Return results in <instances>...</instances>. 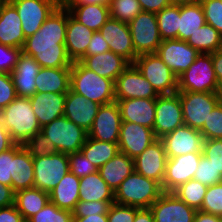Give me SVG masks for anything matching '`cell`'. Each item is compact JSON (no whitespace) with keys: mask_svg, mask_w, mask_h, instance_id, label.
I'll use <instances>...</instances> for the list:
<instances>
[{"mask_svg":"<svg viewBox=\"0 0 222 222\" xmlns=\"http://www.w3.org/2000/svg\"><path fill=\"white\" fill-rule=\"evenodd\" d=\"M66 0H59L60 4L62 5Z\"/></svg>","mask_w":222,"mask_h":222,"instance_id":"8c879c8a","label":"cell"},{"mask_svg":"<svg viewBox=\"0 0 222 222\" xmlns=\"http://www.w3.org/2000/svg\"><path fill=\"white\" fill-rule=\"evenodd\" d=\"M12 148L0 153V184L11 187Z\"/></svg>","mask_w":222,"mask_h":222,"instance_id":"11a10c76","label":"cell"},{"mask_svg":"<svg viewBox=\"0 0 222 222\" xmlns=\"http://www.w3.org/2000/svg\"><path fill=\"white\" fill-rule=\"evenodd\" d=\"M0 222H26L15 205L0 208Z\"/></svg>","mask_w":222,"mask_h":222,"instance_id":"6f0895ef","label":"cell"},{"mask_svg":"<svg viewBox=\"0 0 222 222\" xmlns=\"http://www.w3.org/2000/svg\"><path fill=\"white\" fill-rule=\"evenodd\" d=\"M68 9L59 5L40 29L25 39L22 52L32 56L44 68L71 67L65 40Z\"/></svg>","mask_w":222,"mask_h":222,"instance_id":"6da1fadb","label":"cell"},{"mask_svg":"<svg viewBox=\"0 0 222 222\" xmlns=\"http://www.w3.org/2000/svg\"><path fill=\"white\" fill-rule=\"evenodd\" d=\"M80 178L70 171L49 192V198L58 208L73 211L79 202Z\"/></svg>","mask_w":222,"mask_h":222,"instance_id":"4dcf8cb0","label":"cell"},{"mask_svg":"<svg viewBox=\"0 0 222 222\" xmlns=\"http://www.w3.org/2000/svg\"><path fill=\"white\" fill-rule=\"evenodd\" d=\"M23 147L29 152L32 158H38L46 155H54L58 153L55 144L43 135L42 132L36 133L34 136L29 138Z\"/></svg>","mask_w":222,"mask_h":222,"instance_id":"7bdbcfd3","label":"cell"},{"mask_svg":"<svg viewBox=\"0 0 222 222\" xmlns=\"http://www.w3.org/2000/svg\"><path fill=\"white\" fill-rule=\"evenodd\" d=\"M139 209L134 206L113 203L110 205L107 213L108 222H134L136 212Z\"/></svg>","mask_w":222,"mask_h":222,"instance_id":"816d5d0a","label":"cell"},{"mask_svg":"<svg viewBox=\"0 0 222 222\" xmlns=\"http://www.w3.org/2000/svg\"><path fill=\"white\" fill-rule=\"evenodd\" d=\"M199 131L204 139H222V104H218L210 112L207 121Z\"/></svg>","mask_w":222,"mask_h":222,"instance_id":"bcb514c9","label":"cell"},{"mask_svg":"<svg viewBox=\"0 0 222 222\" xmlns=\"http://www.w3.org/2000/svg\"><path fill=\"white\" fill-rule=\"evenodd\" d=\"M150 210L155 222H194L197 212L173 192H163L150 206Z\"/></svg>","mask_w":222,"mask_h":222,"instance_id":"e0dca14e","label":"cell"},{"mask_svg":"<svg viewBox=\"0 0 222 222\" xmlns=\"http://www.w3.org/2000/svg\"><path fill=\"white\" fill-rule=\"evenodd\" d=\"M109 11L111 18L128 24L142 9L138 0H111Z\"/></svg>","mask_w":222,"mask_h":222,"instance_id":"60d3db41","label":"cell"},{"mask_svg":"<svg viewBox=\"0 0 222 222\" xmlns=\"http://www.w3.org/2000/svg\"><path fill=\"white\" fill-rule=\"evenodd\" d=\"M0 123L16 144L23 145L29 138L41 132L29 98L16 97L8 106L1 109Z\"/></svg>","mask_w":222,"mask_h":222,"instance_id":"7a4b0ae2","label":"cell"},{"mask_svg":"<svg viewBox=\"0 0 222 222\" xmlns=\"http://www.w3.org/2000/svg\"><path fill=\"white\" fill-rule=\"evenodd\" d=\"M122 117L116 101L100 105L88 137L118 143Z\"/></svg>","mask_w":222,"mask_h":222,"instance_id":"9a60e30c","label":"cell"},{"mask_svg":"<svg viewBox=\"0 0 222 222\" xmlns=\"http://www.w3.org/2000/svg\"><path fill=\"white\" fill-rule=\"evenodd\" d=\"M11 187L14 192L34 187L33 158L21 144L12 147Z\"/></svg>","mask_w":222,"mask_h":222,"instance_id":"484cf974","label":"cell"},{"mask_svg":"<svg viewBox=\"0 0 222 222\" xmlns=\"http://www.w3.org/2000/svg\"><path fill=\"white\" fill-rule=\"evenodd\" d=\"M26 222H73V211L58 208L49 201L42 210Z\"/></svg>","mask_w":222,"mask_h":222,"instance_id":"b9f144b4","label":"cell"},{"mask_svg":"<svg viewBox=\"0 0 222 222\" xmlns=\"http://www.w3.org/2000/svg\"><path fill=\"white\" fill-rule=\"evenodd\" d=\"M39 63L25 53H21L10 75L17 97L30 98L36 93L35 78L40 70Z\"/></svg>","mask_w":222,"mask_h":222,"instance_id":"603a6c76","label":"cell"},{"mask_svg":"<svg viewBox=\"0 0 222 222\" xmlns=\"http://www.w3.org/2000/svg\"><path fill=\"white\" fill-rule=\"evenodd\" d=\"M66 93H35L29 99L41 127L64 115Z\"/></svg>","mask_w":222,"mask_h":222,"instance_id":"83f0119b","label":"cell"},{"mask_svg":"<svg viewBox=\"0 0 222 222\" xmlns=\"http://www.w3.org/2000/svg\"><path fill=\"white\" fill-rule=\"evenodd\" d=\"M134 171V159L118 152L111 160L98 169L102 179L115 191L119 185Z\"/></svg>","mask_w":222,"mask_h":222,"instance_id":"1f68e13d","label":"cell"},{"mask_svg":"<svg viewBox=\"0 0 222 222\" xmlns=\"http://www.w3.org/2000/svg\"><path fill=\"white\" fill-rule=\"evenodd\" d=\"M6 0H0V8H1V5L5 2Z\"/></svg>","mask_w":222,"mask_h":222,"instance_id":"2644e50d","label":"cell"},{"mask_svg":"<svg viewBox=\"0 0 222 222\" xmlns=\"http://www.w3.org/2000/svg\"><path fill=\"white\" fill-rule=\"evenodd\" d=\"M202 154L203 152H193L167 158L161 186L163 192H173L180 185L193 179Z\"/></svg>","mask_w":222,"mask_h":222,"instance_id":"5bb4252c","label":"cell"},{"mask_svg":"<svg viewBox=\"0 0 222 222\" xmlns=\"http://www.w3.org/2000/svg\"><path fill=\"white\" fill-rule=\"evenodd\" d=\"M208 186L191 179L176 188L173 193L188 206L200 210Z\"/></svg>","mask_w":222,"mask_h":222,"instance_id":"ab89813d","label":"cell"},{"mask_svg":"<svg viewBox=\"0 0 222 222\" xmlns=\"http://www.w3.org/2000/svg\"><path fill=\"white\" fill-rule=\"evenodd\" d=\"M134 222H155L150 208H140L136 212Z\"/></svg>","mask_w":222,"mask_h":222,"instance_id":"e7e4bbea","label":"cell"},{"mask_svg":"<svg viewBox=\"0 0 222 222\" xmlns=\"http://www.w3.org/2000/svg\"><path fill=\"white\" fill-rule=\"evenodd\" d=\"M184 125L179 94H163L156 98L153 132L156 138L173 132Z\"/></svg>","mask_w":222,"mask_h":222,"instance_id":"7c38bea8","label":"cell"},{"mask_svg":"<svg viewBox=\"0 0 222 222\" xmlns=\"http://www.w3.org/2000/svg\"><path fill=\"white\" fill-rule=\"evenodd\" d=\"M17 10L25 38L35 34L50 14L60 5L59 0H8Z\"/></svg>","mask_w":222,"mask_h":222,"instance_id":"8fae6325","label":"cell"},{"mask_svg":"<svg viewBox=\"0 0 222 222\" xmlns=\"http://www.w3.org/2000/svg\"><path fill=\"white\" fill-rule=\"evenodd\" d=\"M156 53L177 77L186 71L200 54L186 41L179 39L162 40Z\"/></svg>","mask_w":222,"mask_h":222,"instance_id":"2e32d148","label":"cell"},{"mask_svg":"<svg viewBox=\"0 0 222 222\" xmlns=\"http://www.w3.org/2000/svg\"><path fill=\"white\" fill-rule=\"evenodd\" d=\"M171 4L174 5H181V4H188V3H193L198 0H169Z\"/></svg>","mask_w":222,"mask_h":222,"instance_id":"89a4df30","label":"cell"},{"mask_svg":"<svg viewBox=\"0 0 222 222\" xmlns=\"http://www.w3.org/2000/svg\"><path fill=\"white\" fill-rule=\"evenodd\" d=\"M109 50H110L109 45L106 42V40L103 38L100 31H95L88 44V49L84 56H93L96 54L107 52Z\"/></svg>","mask_w":222,"mask_h":222,"instance_id":"9f6ffc18","label":"cell"},{"mask_svg":"<svg viewBox=\"0 0 222 222\" xmlns=\"http://www.w3.org/2000/svg\"><path fill=\"white\" fill-rule=\"evenodd\" d=\"M99 107L100 104L90 101L70 89L66 93L64 116L88 132L92 128Z\"/></svg>","mask_w":222,"mask_h":222,"instance_id":"7402d4cb","label":"cell"},{"mask_svg":"<svg viewBox=\"0 0 222 222\" xmlns=\"http://www.w3.org/2000/svg\"><path fill=\"white\" fill-rule=\"evenodd\" d=\"M71 67H41L35 78L36 93H67L70 90Z\"/></svg>","mask_w":222,"mask_h":222,"instance_id":"f546056e","label":"cell"},{"mask_svg":"<svg viewBox=\"0 0 222 222\" xmlns=\"http://www.w3.org/2000/svg\"><path fill=\"white\" fill-rule=\"evenodd\" d=\"M135 53H156L162 39L159 34L155 13L141 12L129 23Z\"/></svg>","mask_w":222,"mask_h":222,"instance_id":"30bf717a","label":"cell"},{"mask_svg":"<svg viewBox=\"0 0 222 222\" xmlns=\"http://www.w3.org/2000/svg\"><path fill=\"white\" fill-rule=\"evenodd\" d=\"M115 101L118 104L122 121L137 123L153 129L156 99L132 98Z\"/></svg>","mask_w":222,"mask_h":222,"instance_id":"d4e9b609","label":"cell"},{"mask_svg":"<svg viewBox=\"0 0 222 222\" xmlns=\"http://www.w3.org/2000/svg\"><path fill=\"white\" fill-rule=\"evenodd\" d=\"M94 31L77 21L68 10L65 46L72 62L79 61L86 53Z\"/></svg>","mask_w":222,"mask_h":222,"instance_id":"f1b7e54d","label":"cell"},{"mask_svg":"<svg viewBox=\"0 0 222 222\" xmlns=\"http://www.w3.org/2000/svg\"><path fill=\"white\" fill-rule=\"evenodd\" d=\"M200 211L222 216V182L208 186Z\"/></svg>","mask_w":222,"mask_h":222,"instance_id":"ee69618b","label":"cell"},{"mask_svg":"<svg viewBox=\"0 0 222 222\" xmlns=\"http://www.w3.org/2000/svg\"><path fill=\"white\" fill-rule=\"evenodd\" d=\"M70 14L80 23L89 29L99 31L100 28L111 17L109 6L103 5H84V6H64Z\"/></svg>","mask_w":222,"mask_h":222,"instance_id":"d590c367","label":"cell"},{"mask_svg":"<svg viewBox=\"0 0 222 222\" xmlns=\"http://www.w3.org/2000/svg\"><path fill=\"white\" fill-rule=\"evenodd\" d=\"M16 8L6 0L0 8V44L22 48L25 36Z\"/></svg>","mask_w":222,"mask_h":222,"instance_id":"4316f807","label":"cell"},{"mask_svg":"<svg viewBox=\"0 0 222 222\" xmlns=\"http://www.w3.org/2000/svg\"><path fill=\"white\" fill-rule=\"evenodd\" d=\"M193 179L206 186H212L222 182V175L211 164V160H208L207 157L202 154Z\"/></svg>","mask_w":222,"mask_h":222,"instance_id":"f6af8a7d","label":"cell"},{"mask_svg":"<svg viewBox=\"0 0 222 222\" xmlns=\"http://www.w3.org/2000/svg\"><path fill=\"white\" fill-rule=\"evenodd\" d=\"M16 143L12 140L10 133L0 123V153L12 148Z\"/></svg>","mask_w":222,"mask_h":222,"instance_id":"94428289","label":"cell"},{"mask_svg":"<svg viewBox=\"0 0 222 222\" xmlns=\"http://www.w3.org/2000/svg\"><path fill=\"white\" fill-rule=\"evenodd\" d=\"M210 54L212 56L213 67L217 80L222 81V49Z\"/></svg>","mask_w":222,"mask_h":222,"instance_id":"be15d7a7","label":"cell"},{"mask_svg":"<svg viewBox=\"0 0 222 222\" xmlns=\"http://www.w3.org/2000/svg\"><path fill=\"white\" fill-rule=\"evenodd\" d=\"M167 155L161 139H156L134 158V171L155 180L161 186L165 176Z\"/></svg>","mask_w":222,"mask_h":222,"instance_id":"ac0fdd59","label":"cell"},{"mask_svg":"<svg viewBox=\"0 0 222 222\" xmlns=\"http://www.w3.org/2000/svg\"><path fill=\"white\" fill-rule=\"evenodd\" d=\"M205 21L222 34V0H199Z\"/></svg>","mask_w":222,"mask_h":222,"instance_id":"7dc6e473","label":"cell"},{"mask_svg":"<svg viewBox=\"0 0 222 222\" xmlns=\"http://www.w3.org/2000/svg\"><path fill=\"white\" fill-rule=\"evenodd\" d=\"M22 48L0 44V73H11L18 62Z\"/></svg>","mask_w":222,"mask_h":222,"instance_id":"f5cc1de1","label":"cell"},{"mask_svg":"<svg viewBox=\"0 0 222 222\" xmlns=\"http://www.w3.org/2000/svg\"><path fill=\"white\" fill-rule=\"evenodd\" d=\"M186 42L199 53H213L222 49V34L205 23Z\"/></svg>","mask_w":222,"mask_h":222,"instance_id":"74e56055","label":"cell"},{"mask_svg":"<svg viewBox=\"0 0 222 222\" xmlns=\"http://www.w3.org/2000/svg\"><path fill=\"white\" fill-rule=\"evenodd\" d=\"M69 157V171L81 178L89 174L98 172V169L86 156L81 152L68 154Z\"/></svg>","mask_w":222,"mask_h":222,"instance_id":"c3c4849f","label":"cell"},{"mask_svg":"<svg viewBox=\"0 0 222 222\" xmlns=\"http://www.w3.org/2000/svg\"><path fill=\"white\" fill-rule=\"evenodd\" d=\"M49 201L48 192L34 187L17 191L14 197V205L25 221L42 210Z\"/></svg>","mask_w":222,"mask_h":222,"instance_id":"836d02e7","label":"cell"},{"mask_svg":"<svg viewBox=\"0 0 222 222\" xmlns=\"http://www.w3.org/2000/svg\"><path fill=\"white\" fill-rule=\"evenodd\" d=\"M162 40L178 39L179 5L171 4L156 14Z\"/></svg>","mask_w":222,"mask_h":222,"instance_id":"f35d334b","label":"cell"},{"mask_svg":"<svg viewBox=\"0 0 222 222\" xmlns=\"http://www.w3.org/2000/svg\"><path fill=\"white\" fill-rule=\"evenodd\" d=\"M73 222H108L107 214H92L87 217H73Z\"/></svg>","mask_w":222,"mask_h":222,"instance_id":"03108f58","label":"cell"},{"mask_svg":"<svg viewBox=\"0 0 222 222\" xmlns=\"http://www.w3.org/2000/svg\"><path fill=\"white\" fill-rule=\"evenodd\" d=\"M164 144L167 158L193 152H202L204 137L197 129L187 125L176 128L160 138Z\"/></svg>","mask_w":222,"mask_h":222,"instance_id":"d6986e66","label":"cell"},{"mask_svg":"<svg viewBox=\"0 0 222 222\" xmlns=\"http://www.w3.org/2000/svg\"><path fill=\"white\" fill-rule=\"evenodd\" d=\"M17 97L13 80L9 73H0V110Z\"/></svg>","mask_w":222,"mask_h":222,"instance_id":"db71d44e","label":"cell"},{"mask_svg":"<svg viewBox=\"0 0 222 222\" xmlns=\"http://www.w3.org/2000/svg\"><path fill=\"white\" fill-rule=\"evenodd\" d=\"M156 139L153 129L122 121L118 140L119 152L134 159Z\"/></svg>","mask_w":222,"mask_h":222,"instance_id":"ffe728a7","label":"cell"},{"mask_svg":"<svg viewBox=\"0 0 222 222\" xmlns=\"http://www.w3.org/2000/svg\"><path fill=\"white\" fill-rule=\"evenodd\" d=\"M70 89L100 105L115 101L114 81L85 68L79 61L71 66Z\"/></svg>","mask_w":222,"mask_h":222,"instance_id":"3957f363","label":"cell"},{"mask_svg":"<svg viewBox=\"0 0 222 222\" xmlns=\"http://www.w3.org/2000/svg\"><path fill=\"white\" fill-rule=\"evenodd\" d=\"M162 193L158 182L133 171L114 191V203L150 208Z\"/></svg>","mask_w":222,"mask_h":222,"instance_id":"277c9868","label":"cell"},{"mask_svg":"<svg viewBox=\"0 0 222 222\" xmlns=\"http://www.w3.org/2000/svg\"><path fill=\"white\" fill-rule=\"evenodd\" d=\"M184 125L200 130L210 112L219 104L215 93L178 91Z\"/></svg>","mask_w":222,"mask_h":222,"instance_id":"ba28073f","label":"cell"},{"mask_svg":"<svg viewBox=\"0 0 222 222\" xmlns=\"http://www.w3.org/2000/svg\"><path fill=\"white\" fill-rule=\"evenodd\" d=\"M79 201H114V191L99 172L80 178Z\"/></svg>","mask_w":222,"mask_h":222,"instance_id":"e575fe53","label":"cell"},{"mask_svg":"<svg viewBox=\"0 0 222 222\" xmlns=\"http://www.w3.org/2000/svg\"><path fill=\"white\" fill-rule=\"evenodd\" d=\"M215 96L219 101V104H222V81H218L215 90Z\"/></svg>","mask_w":222,"mask_h":222,"instance_id":"a7ac6f4b","label":"cell"},{"mask_svg":"<svg viewBox=\"0 0 222 222\" xmlns=\"http://www.w3.org/2000/svg\"><path fill=\"white\" fill-rule=\"evenodd\" d=\"M15 192L12 187L0 184V208L14 204Z\"/></svg>","mask_w":222,"mask_h":222,"instance_id":"91938a15","label":"cell"},{"mask_svg":"<svg viewBox=\"0 0 222 222\" xmlns=\"http://www.w3.org/2000/svg\"><path fill=\"white\" fill-rule=\"evenodd\" d=\"M34 188L50 192L69 172L68 154L58 152L33 158Z\"/></svg>","mask_w":222,"mask_h":222,"instance_id":"9c48e42d","label":"cell"},{"mask_svg":"<svg viewBox=\"0 0 222 222\" xmlns=\"http://www.w3.org/2000/svg\"><path fill=\"white\" fill-rule=\"evenodd\" d=\"M99 31L108 43L110 51L123 56L130 63L136 60L138 55L135 53L127 23L110 17Z\"/></svg>","mask_w":222,"mask_h":222,"instance_id":"44dd1931","label":"cell"},{"mask_svg":"<svg viewBox=\"0 0 222 222\" xmlns=\"http://www.w3.org/2000/svg\"><path fill=\"white\" fill-rule=\"evenodd\" d=\"M114 201H79L73 210V217H87L92 214H107Z\"/></svg>","mask_w":222,"mask_h":222,"instance_id":"681fc988","label":"cell"},{"mask_svg":"<svg viewBox=\"0 0 222 222\" xmlns=\"http://www.w3.org/2000/svg\"><path fill=\"white\" fill-rule=\"evenodd\" d=\"M97 168L111 160L118 152V143L99 141L87 136L80 150Z\"/></svg>","mask_w":222,"mask_h":222,"instance_id":"8d00e7d4","label":"cell"},{"mask_svg":"<svg viewBox=\"0 0 222 222\" xmlns=\"http://www.w3.org/2000/svg\"><path fill=\"white\" fill-rule=\"evenodd\" d=\"M41 132L55 144L58 152L71 154L81 150L88 132L64 115L41 127Z\"/></svg>","mask_w":222,"mask_h":222,"instance_id":"52a82bcc","label":"cell"},{"mask_svg":"<svg viewBox=\"0 0 222 222\" xmlns=\"http://www.w3.org/2000/svg\"><path fill=\"white\" fill-rule=\"evenodd\" d=\"M205 23L204 12L199 0L179 5V40L187 41Z\"/></svg>","mask_w":222,"mask_h":222,"instance_id":"d6a6232c","label":"cell"},{"mask_svg":"<svg viewBox=\"0 0 222 222\" xmlns=\"http://www.w3.org/2000/svg\"><path fill=\"white\" fill-rule=\"evenodd\" d=\"M79 62L87 69L94 71L101 77L114 82L118 76L130 65L123 56L107 51L93 56H83Z\"/></svg>","mask_w":222,"mask_h":222,"instance_id":"cb8c5ba5","label":"cell"},{"mask_svg":"<svg viewBox=\"0 0 222 222\" xmlns=\"http://www.w3.org/2000/svg\"><path fill=\"white\" fill-rule=\"evenodd\" d=\"M217 82L211 54L200 53L189 68L178 76V91L214 93Z\"/></svg>","mask_w":222,"mask_h":222,"instance_id":"8992f818","label":"cell"},{"mask_svg":"<svg viewBox=\"0 0 222 222\" xmlns=\"http://www.w3.org/2000/svg\"><path fill=\"white\" fill-rule=\"evenodd\" d=\"M194 222H220V217L197 210L194 217Z\"/></svg>","mask_w":222,"mask_h":222,"instance_id":"003e7915","label":"cell"},{"mask_svg":"<svg viewBox=\"0 0 222 222\" xmlns=\"http://www.w3.org/2000/svg\"><path fill=\"white\" fill-rule=\"evenodd\" d=\"M202 152L222 175V139H204Z\"/></svg>","mask_w":222,"mask_h":222,"instance_id":"f907efd6","label":"cell"},{"mask_svg":"<svg viewBox=\"0 0 222 222\" xmlns=\"http://www.w3.org/2000/svg\"><path fill=\"white\" fill-rule=\"evenodd\" d=\"M133 64L152 84L159 95L178 92V77L162 61L157 53L142 54Z\"/></svg>","mask_w":222,"mask_h":222,"instance_id":"5b68a950","label":"cell"},{"mask_svg":"<svg viewBox=\"0 0 222 222\" xmlns=\"http://www.w3.org/2000/svg\"><path fill=\"white\" fill-rule=\"evenodd\" d=\"M111 0H66L63 6L103 5L109 6Z\"/></svg>","mask_w":222,"mask_h":222,"instance_id":"6125c7cd","label":"cell"},{"mask_svg":"<svg viewBox=\"0 0 222 222\" xmlns=\"http://www.w3.org/2000/svg\"><path fill=\"white\" fill-rule=\"evenodd\" d=\"M115 100H127L132 98L156 99L159 94L152 84L140 73L133 64L118 76L114 82Z\"/></svg>","mask_w":222,"mask_h":222,"instance_id":"4fadbf2b","label":"cell"},{"mask_svg":"<svg viewBox=\"0 0 222 222\" xmlns=\"http://www.w3.org/2000/svg\"><path fill=\"white\" fill-rule=\"evenodd\" d=\"M143 12L157 14L165 7L171 5L169 0H138Z\"/></svg>","mask_w":222,"mask_h":222,"instance_id":"680465c9","label":"cell"}]
</instances>
